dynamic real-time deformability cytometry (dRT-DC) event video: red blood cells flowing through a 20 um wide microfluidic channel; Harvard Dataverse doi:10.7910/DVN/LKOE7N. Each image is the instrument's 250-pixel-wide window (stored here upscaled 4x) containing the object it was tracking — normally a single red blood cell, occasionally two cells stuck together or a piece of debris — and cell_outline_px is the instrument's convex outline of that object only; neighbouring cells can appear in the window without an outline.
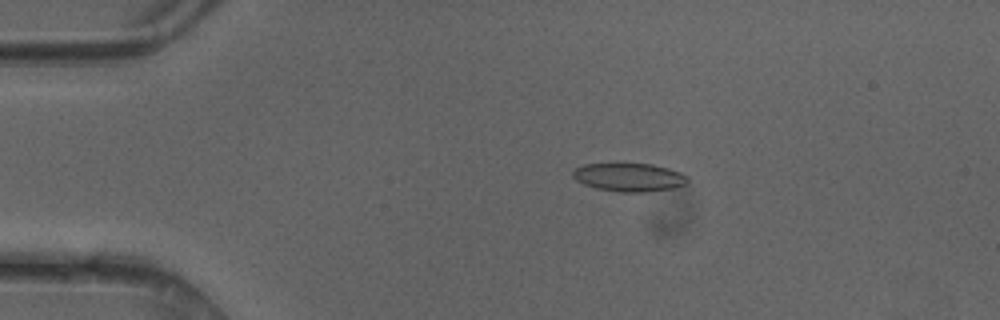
{"species": "common noctule bat (a hibernating species)", "species_latin": "Nyctalus noctula", "temperature_condition": "cold", "stored_images_in_passage": 48, "camera_frame_rate_fps": 3000, "um_per_image_px": 0.085, "animal": {"sex": "female"}, "frame": {"image": 1, "passage_image": 9, "time_ms": 2.667, "image_size_px": [1000, 320], "cell_outline_px": [[688, 184], [672, 188], [644, 192], [620, 192], [596, 188], [584, 184], [576, 180], [572, 176], [572, 172], [576, 168], [584, 164], [652, 164], [668, 168], [680, 172], [688, 176]], "centroid_in_image_um": [53.49, 15.07], "position_along_channel_um": 31.5, "area_um2": 18.9}}
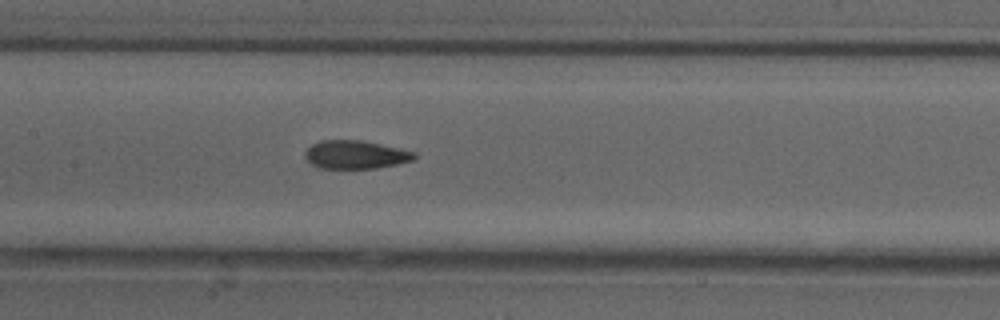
{"frame": {"image": 2, "passage_image": 23, "time_ms": 7.333, "image_size_px": [1000, 320], "cell_outline_px": [[416, 156], [412, 160], [396, 164], [376, 168], [320, 168], [312, 164], [304, 156], [304, 152], [312, 144], [320, 140], [360, 140], [380, 144], [416, 152]], "centroid_in_image_um": [30.19, 13.14], "position_along_channel_um": 177.2, "area_um2": 17.86}}
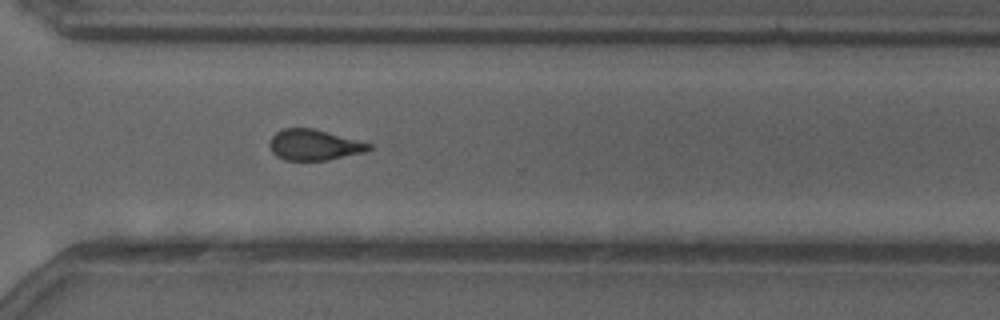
{"frame": {"image": 3, "passage_image": 35, "time_ms": 11.333, "image_size_px": [1000, 320], "cell_outline_px": [[372, 148], [364, 152], [328, 160], [284, 160], [276, 156], [272, 152], [268, 144], [272, 136], [276, 132], [284, 128], [312, 128], [372, 144]], "centroid_in_image_um": [26.66, 12.32], "position_along_channel_um": 343.9, "area_um2": 17.69}, "authors_computed_cell_mechanics": {"area_um2": 18.5538, "velocity_mm_per_s": 4.1794, "shape_relaxation_time_tau1_ms": 8.5445, "shape_relaxation_time_tau2_ms": 2.6592, "deformation_change_tau1": 0.1545, "deformation_change_tau2": 0.1071}}